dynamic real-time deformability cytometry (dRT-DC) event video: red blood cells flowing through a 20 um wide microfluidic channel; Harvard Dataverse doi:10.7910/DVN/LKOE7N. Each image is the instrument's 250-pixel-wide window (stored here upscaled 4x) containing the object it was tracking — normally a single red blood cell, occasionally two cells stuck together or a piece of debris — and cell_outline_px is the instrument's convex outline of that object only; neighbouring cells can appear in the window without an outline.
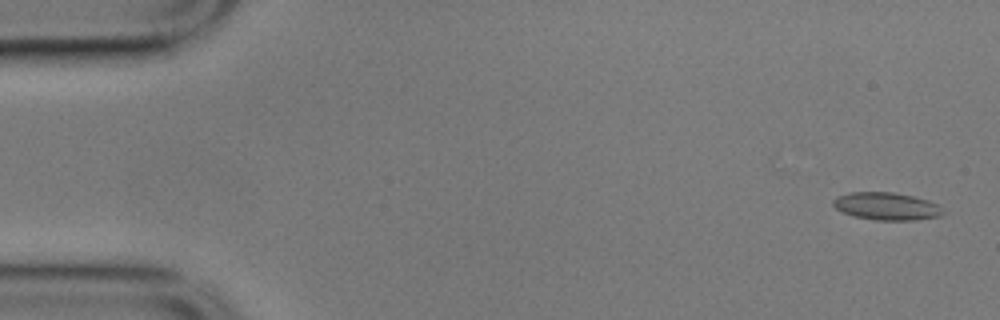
{"species": "common noctule bat (a hibernating species)", "species_latin": "Nyctalus noctula", "temperature_condition": "cold", "stored_images_in_passage": 57, "camera_frame_rate_fps": 3000, "um_per_image_px": 0.085, "animal": {"sex": "male", "body_mass_g": 17.9}, "frame": {"image": 1, "passage_image": 2, "time_ms": 0.333, "image_size_px": [1000, 320], "cell_outline_px": [[944, 212], [940, 216], [916, 220], [876, 220], [852, 216], [836, 208], [832, 204], [832, 200], [836, 196], [848, 192], [892, 192], [912, 196], [928, 200], [936, 204]], "centroid_in_image_um": [75.31, 17.53], "position_along_channel_um": 9.7, "area_um2": 17.63}}
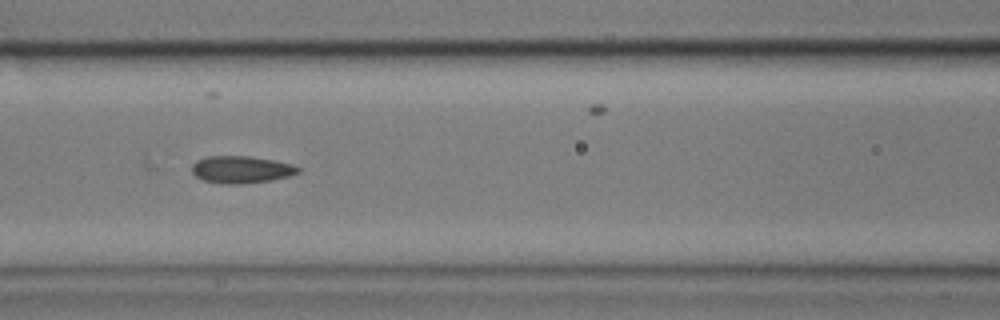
{"frame": {"image": 2, "passage_image": 24, "time_ms": 7.667, "image_size_px": [1000, 320], "cell_outline_px": [[300, 172], [288, 176], [268, 180], [240, 184], [220, 184], [204, 180], [196, 176], [192, 172], [192, 164], [196, 160], [204, 156], [248, 156], [276, 160], [292, 164], [300, 168]], "centroid_in_image_um": [20.48, 14.4], "position_along_channel_um": 146.1, "area_um2": 16.88}}
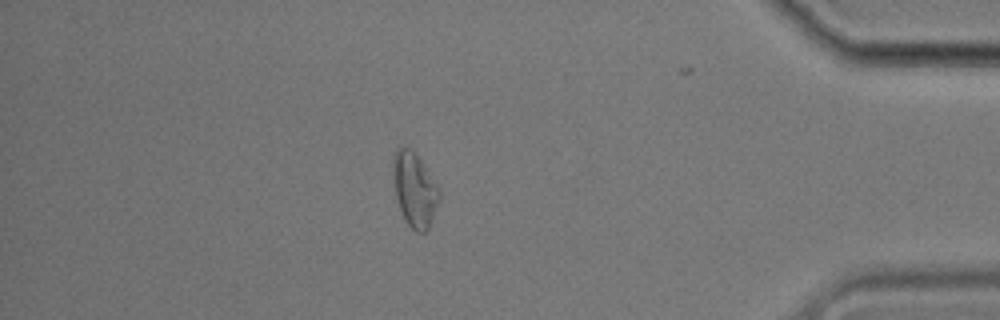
{"frame": {"image": 3, "passage_image": 49, "time_ms": 16.0, "image_size_px": [1000, 320], "cell_outline_px": [[440, 200], [428, 228], [424, 232], [416, 232], [408, 224], [400, 208], [396, 196], [392, 160], [400, 144], [412, 148], [440, 188]], "centroid_in_image_um": [35.26, 16.07], "position_along_channel_um": 399.9, "area_um2": 19.83}, "authors_computed_cell_mechanics": {"area_um2": 16.9932, "velocity_mm_per_s": 3.5243, "shape_relaxation_time_tau1_ms": null, "shape_relaxation_time_tau2_ms": 2.9627, "deformation_change_tau1": null, "deformation_change_tau2": 0.0929}}